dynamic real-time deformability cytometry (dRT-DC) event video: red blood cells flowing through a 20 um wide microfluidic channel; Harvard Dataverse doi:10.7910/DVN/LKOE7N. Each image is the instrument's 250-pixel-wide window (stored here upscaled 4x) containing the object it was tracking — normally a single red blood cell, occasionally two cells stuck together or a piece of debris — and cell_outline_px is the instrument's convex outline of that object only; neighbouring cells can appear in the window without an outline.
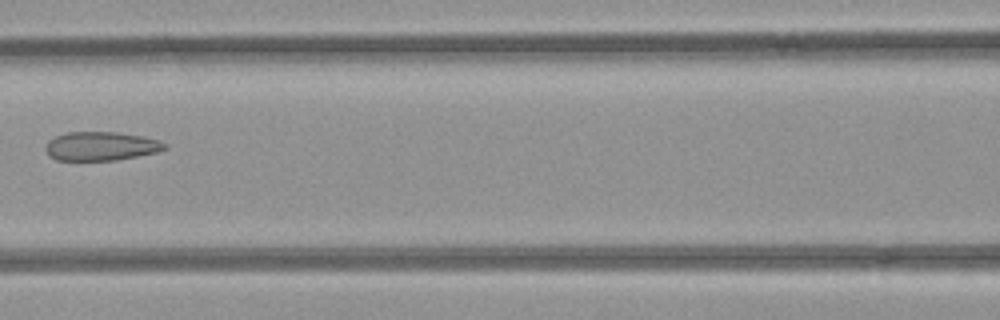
{"species": "common noctule bat (a hibernating species)", "species_latin": "Nyctalus noctula", "temperature_condition": "room temperature", "stored_images_in_passage": 5, "camera_frame_rate_fps": 3000, "um_per_image_px": 0.085, "animal": {"sex": "female", "body_mass_g": 21.9}, "frame": {"image": 1, "passage_image": 4, "time_ms": 1.0, "image_size_px": [1000, 320], "cell_outline_px": [[168, 148], [156, 152], [116, 160], [56, 160], [48, 156], [44, 148], [48, 140], [56, 136], [68, 132], [116, 132], [144, 136], [160, 140], [168, 144]], "centroid_in_image_um": [8.58, 12.42], "position_along_channel_um": 158.0, "area_um2": 20.17}}
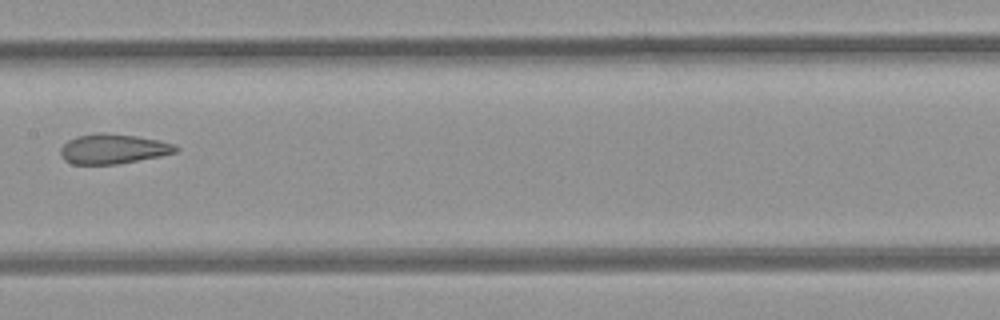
{"frame": {"image": 2, "passage_image": 5, "time_ms": 1.333, "image_size_px": [1000, 320], "cell_outline_px": [[180, 148], [176, 152], [160, 156], [116, 164], [72, 164], [64, 160], [60, 152], [60, 148], [68, 140], [76, 136], [100, 132], [104, 132], [136, 136], [156, 140], [172, 144]], "centroid_in_image_um": [9.57, 12.65], "position_along_channel_um": 197.8, "area_um2": 19.88}}